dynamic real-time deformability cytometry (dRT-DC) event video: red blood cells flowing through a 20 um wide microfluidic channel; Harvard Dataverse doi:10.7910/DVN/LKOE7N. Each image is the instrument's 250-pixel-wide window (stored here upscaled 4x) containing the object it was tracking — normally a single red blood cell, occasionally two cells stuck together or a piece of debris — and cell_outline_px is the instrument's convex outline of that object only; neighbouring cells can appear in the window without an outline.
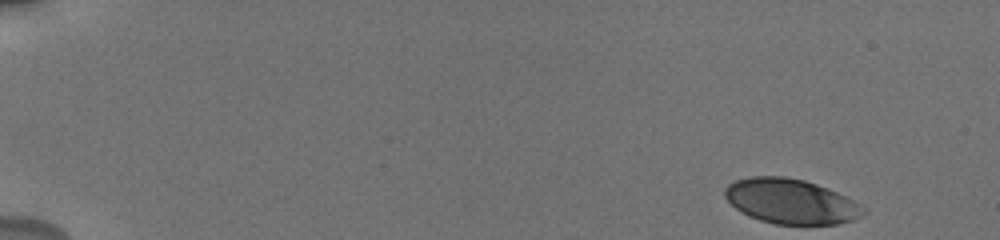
{"species": "human", "species_latin": "Homo sapiens", "temperature_condition": "cold", "stored_images_in_passage": 44, "camera_frame_rate_fps": 3000, "um_per_image_px": 0.085, "donor": {"sex": "male"}, "frame": {"image": 1, "passage_image": 1, "time_ms": 0.0, "image_size_px": [1000, 240], "cell_outline_px": [[868, 212], [852, 220], [836, 224], [776, 224], [760, 220], [748, 216], [736, 208], [724, 196], [724, 188], [728, 184], [736, 180], [752, 176], [784, 176], [804, 180], [828, 188], [852, 200]], "centroid_in_image_um": [67.19, 17.11], "position_along_channel_um": 17.8, "area_um2": 35.95}}
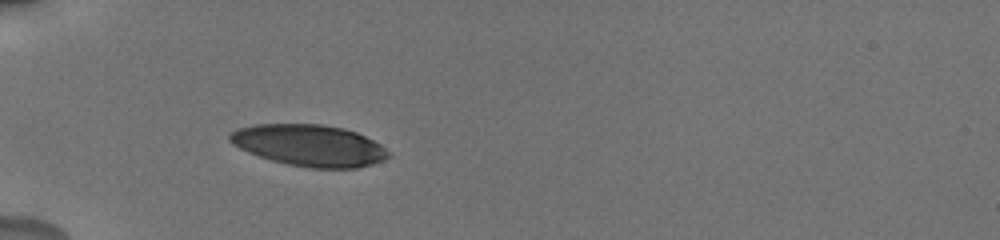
{"frame": {"image": 2, "passage_image": 30, "time_ms": 4.667, "image_size_px": [1000, 240], "cell_outline_px": [[388, 156], [384, 160], [372, 164], [356, 168], [308, 168], [288, 164], [272, 160], [248, 152], [232, 144], [228, 140], [228, 136], [236, 128], [256, 124], [320, 124], [344, 128], [356, 132], [380, 144], [388, 152]], "centroid_in_image_um": [26.26, 12.35], "position_along_channel_um": 58.7, "area_um2": 38.26}}
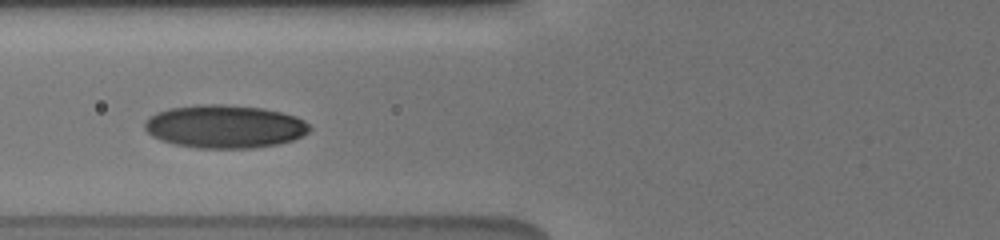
{"frame": {"image": 3, "passage_image": 43, "time_ms": 6.333, "image_size_px": [1000, 240], "cell_outline_px": [[312, 128], [308, 132], [292, 140], [276, 144], [252, 148], [196, 148], [176, 144], [160, 140], [152, 136], [144, 128], [144, 124], [156, 112], [168, 108], [196, 104], [224, 104], [264, 108], [296, 116], [304, 120]], "centroid_in_image_um": [19.09, 10.74], "position_along_channel_um": 106.7, "area_um2": 41.44}}